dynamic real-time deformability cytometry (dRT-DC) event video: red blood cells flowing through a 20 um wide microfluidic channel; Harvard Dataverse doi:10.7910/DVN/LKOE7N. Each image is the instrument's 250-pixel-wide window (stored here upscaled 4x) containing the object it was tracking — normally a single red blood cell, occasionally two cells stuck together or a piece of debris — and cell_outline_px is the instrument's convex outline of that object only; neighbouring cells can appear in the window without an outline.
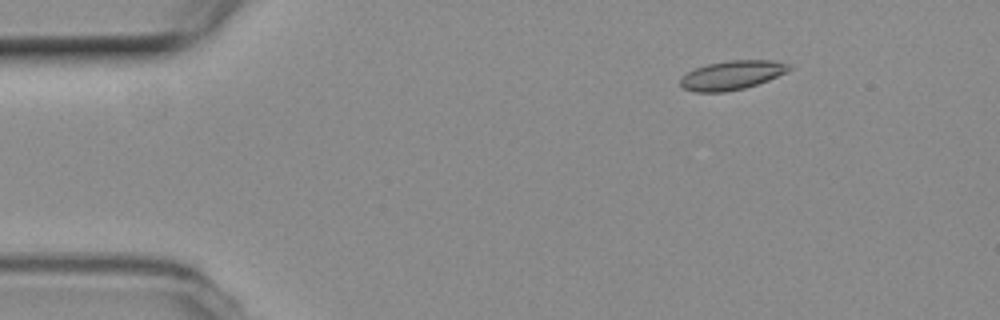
{"species": "common noctule bat (a hibernating species)", "species_latin": "Nyctalus noctula", "temperature_condition": "room temperature", "stored_images_in_passage": 12, "camera_frame_rate_fps": 3000, "um_per_image_px": 0.085, "animal": {"sex": "female", "body_mass_g": 19.3, "forearm_length_mm": 54.1}, "frame": {"image": 1, "passage_image": 1, "time_ms": 0.0, "image_size_px": [1000, 320], "cell_outline_px": [[792, 68], [788, 72], [768, 80], [744, 88], [724, 92], [696, 92], [684, 88], [680, 84], [680, 80], [688, 72], [696, 68], [708, 64], [728, 60], [776, 60], [792, 64]], "centroid_in_image_um": [62.28, 6.37], "position_along_channel_um": 22.7, "area_um2": 18.38}}
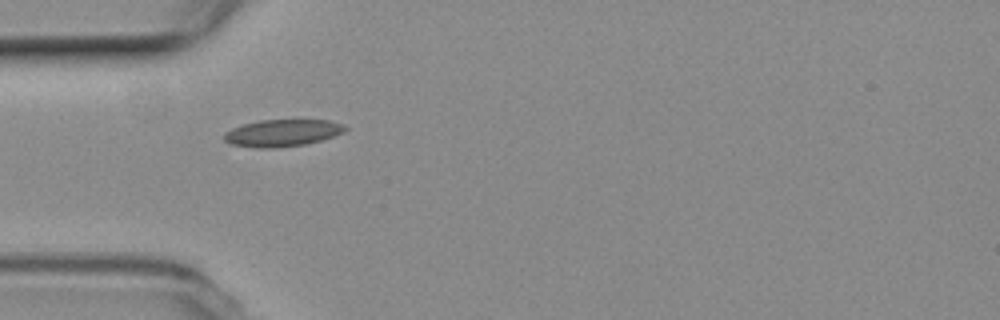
{"frame": {"image": 2, "passage_image": 10, "time_ms": 3.0, "image_size_px": [1000, 320], "cell_outline_px": [[348, 128], [344, 132], [320, 140], [304, 144], [276, 148], [260, 148], [232, 144], [224, 140], [224, 132], [232, 128], [244, 124], [260, 120], [328, 120], [344, 124]], "centroid_in_image_um": [24.0, 11.29], "position_along_channel_um": 61.0, "area_um2": 18.9}}